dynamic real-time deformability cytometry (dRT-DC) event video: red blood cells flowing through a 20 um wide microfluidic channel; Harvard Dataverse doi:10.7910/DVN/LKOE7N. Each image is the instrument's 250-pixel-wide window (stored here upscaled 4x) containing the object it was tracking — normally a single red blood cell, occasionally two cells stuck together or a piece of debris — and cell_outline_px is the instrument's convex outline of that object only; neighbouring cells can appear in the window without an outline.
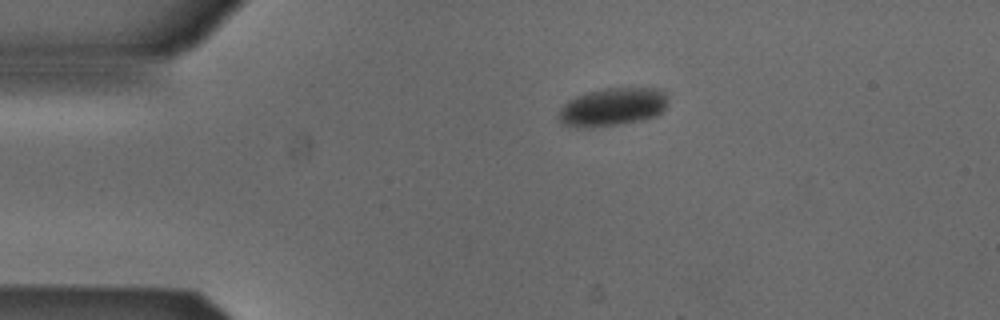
{"species": "Egyptian fruit bat (a non-hibernating species)", "species_latin": "Rousettus aegyptiacus", "temperature_condition": "cold", "stored_images_in_passage": 43, "camera_frame_rate_fps": 3000, "um_per_image_px": 0.085, "animal": {"sex": "male"}, "frame": {"image": 1, "passage_image": 1, "time_ms": 0.0, "image_size_px": [1000, 320], "cell_outline_px": [[668, 104], [656, 116], [640, 120], [616, 124], [584, 128], [576, 128], [560, 124], [556, 116], [560, 108], [568, 100], [576, 96], [600, 88], [660, 88], [668, 92]], "centroid_in_image_um": [52.04, 9.08], "position_along_channel_um": 33.0, "area_um2": 24.68}}
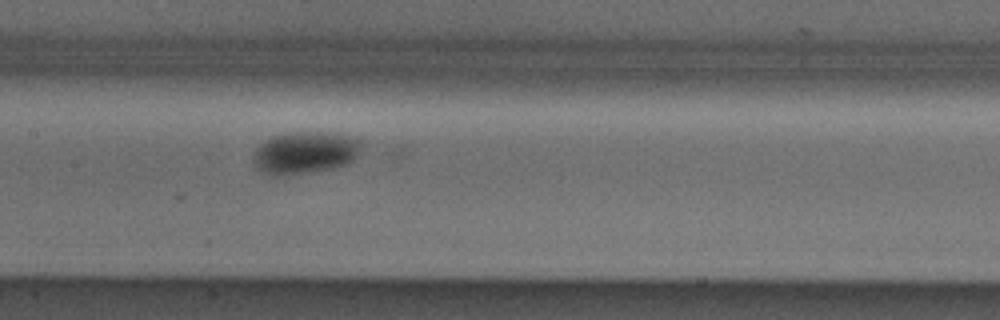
{"frame": {"image": 2, "passage_image": 16, "time_ms": 5.0, "image_size_px": [1000, 320], "cell_outline_px": [[360, 144], [356, 156], [348, 164], [336, 168], [284, 176], [272, 176], [256, 168], [252, 160], [252, 156], [256, 148], [264, 140], [272, 136], [288, 132], [336, 132], [360, 140]], "centroid_in_image_um": [25.87, 12.98], "position_along_channel_um": 181.5, "area_um2": 26.93}}
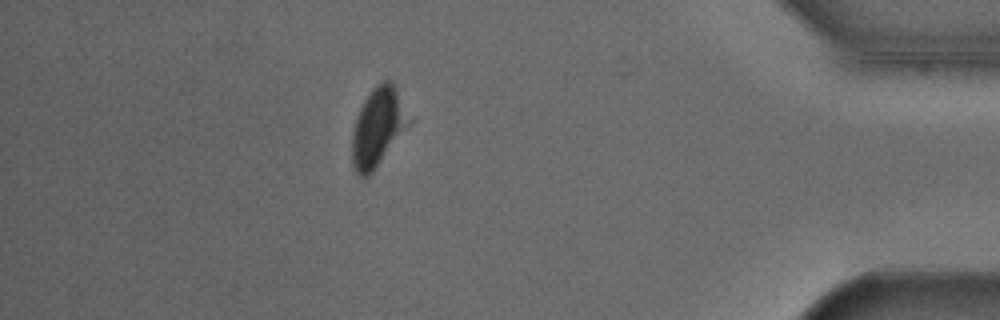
{"frame": {"image": 3, "passage_image": 37, "time_ms": 12.0, "image_size_px": [1000, 320], "cell_outline_px": [[412, 120], [372, 172], [368, 176], [360, 176], [352, 168], [352, 132], [360, 108], [364, 100], [372, 88], [376, 84], [384, 80], [392, 80]], "centroid_in_image_um": [32.11, 10.77], "position_along_channel_um": 403.1, "area_um2": 25.66}}